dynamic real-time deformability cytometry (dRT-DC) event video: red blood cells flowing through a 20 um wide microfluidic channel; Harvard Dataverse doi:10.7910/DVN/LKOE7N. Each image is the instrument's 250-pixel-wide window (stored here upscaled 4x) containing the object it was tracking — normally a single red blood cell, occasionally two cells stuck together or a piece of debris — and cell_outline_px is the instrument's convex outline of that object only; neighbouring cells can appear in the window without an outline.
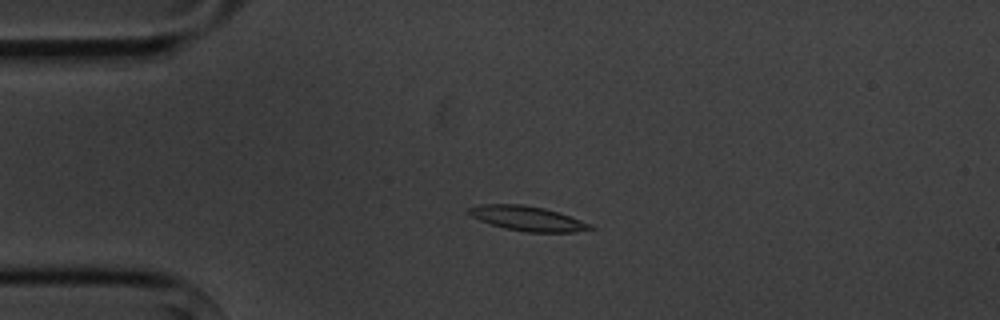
{"species": "common noctule bat (a hibernating species)", "species_latin": "Nyctalus noctula", "temperature_condition": "cold", "stored_images_in_passage": 4, "camera_frame_rate_fps": 3000, "um_per_image_px": 0.085, "animal": {"sex": "male", "body_mass_g": 20.1, "forearm_length_mm": 53.5}, "frame": {"image": 1, "passage_image": 3, "time_ms": 3.333, "image_size_px": [1000, 320], "cell_outline_px": [[596, 228], [576, 232], [528, 232], [504, 228], [480, 220], [472, 216], [468, 212], [468, 208], [480, 204], [524, 204], [544, 208], [592, 224]], "centroid_in_image_um": [44.85, 18.57], "position_along_channel_um": 40.2, "area_um2": 17.28}}